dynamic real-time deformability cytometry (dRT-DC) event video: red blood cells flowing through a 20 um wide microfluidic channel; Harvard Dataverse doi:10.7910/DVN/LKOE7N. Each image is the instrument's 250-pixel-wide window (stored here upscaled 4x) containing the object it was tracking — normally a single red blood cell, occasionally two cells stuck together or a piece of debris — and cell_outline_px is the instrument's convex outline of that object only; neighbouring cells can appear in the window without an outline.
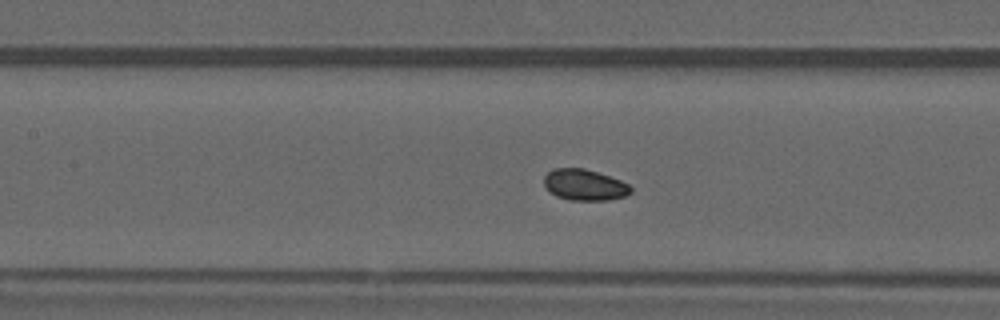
{"species": "common noctule bat (a hibernating species)", "species_latin": "Nyctalus noctula", "temperature_condition": "warm", "stored_images_in_passage": 41, "camera_frame_rate_fps": 3000, "um_per_image_px": 0.085, "animal": {"sex": "male", "forearm_length_mm": 52.5}, "frame": {"image": 1, "passage_image": 12, "time_ms": 3.667, "image_size_px": [1000, 320], "cell_outline_px": [[632, 192], [628, 196], [608, 200], [568, 200], [556, 196], [548, 192], [544, 188], [544, 176], [552, 168], [584, 168], [620, 180], [628, 184], [632, 188]], "centroid_in_image_um": [49.66, 15.73], "position_along_channel_um": 157.7, "area_um2": 15.95}, "authors_computed_cell_mechanics": {"area_um2": 16.0106, "velocity_mm_per_s": 3.9543, "shape_relaxation_time_tau1_ms": null, "shape_relaxation_time_tau2_ms": 6.3968, "deformation_change_tau1": null, "deformation_change_tau2": 0.0879}}